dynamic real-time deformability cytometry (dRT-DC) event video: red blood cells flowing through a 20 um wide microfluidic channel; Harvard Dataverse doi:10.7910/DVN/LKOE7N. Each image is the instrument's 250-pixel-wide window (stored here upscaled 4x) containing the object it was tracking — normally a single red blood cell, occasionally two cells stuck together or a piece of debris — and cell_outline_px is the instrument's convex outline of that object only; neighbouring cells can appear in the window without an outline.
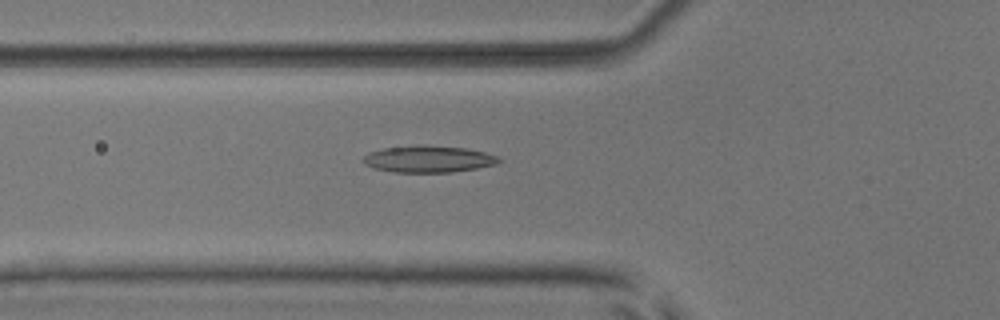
{"species": "common noctule bat (a hibernating species)", "species_latin": "Nyctalus noctula", "temperature_condition": "room temperature", "stored_images_in_passage": 52, "camera_frame_rate_fps": 3000, "um_per_image_px": 0.085, "animal": {"sex": "male", "body_mass_g": 17.9, "forearm_length_mm": 54.2}, "frame": {"image": 1, "passage_image": 19, "time_ms": 6.0, "image_size_px": [1000, 320], "cell_outline_px": [[504, 160], [496, 164], [476, 168], [452, 172], [392, 172], [376, 168], [364, 164], [360, 160], [368, 152], [384, 148], [424, 144], [464, 148], [484, 152], [496, 156]], "centroid_in_image_um": [36.39, 13.51], "position_along_channel_um": 89.4, "area_um2": 21.21}}
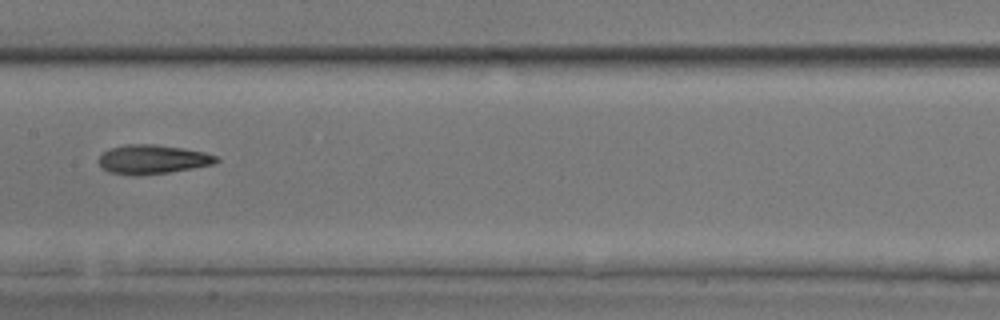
{"frame": {"image": 2, "passage_image": 27, "time_ms": 8.667, "image_size_px": [1000, 320], "cell_outline_px": [[220, 160], [216, 164], [168, 172], [140, 176], [132, 176], [108, 172], [100, 168], [100, 156], [108, 148], [124, 144], [156, 144], [204, 152], [216, 156]], "centroid_in_image_um": [12.94, 13.55], "position_along_channel_um": 194.5, "area_um2": 20.11}}
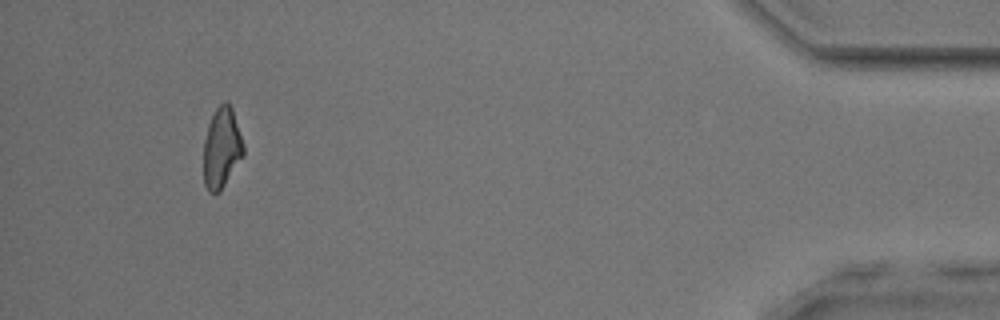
{"frame": {"image": 3, "passage_image": 49, "time_ms": 16.0, "image_size_px": [1000, 320], "cell_outline_px": [[244, 152], [220, 192], [208, 192], [204, 184], [204, 140], [208, 124], [216, 108], [224, 100], [228, 100], [232, 108], [244, 144]], "centroid_in_image_um": [18.83, 12.54], "position_along_channel_um": 416.4, "area_um2": 18.55}, "authors_computed_cell_mechanics": {"area_um2": 19.7676, "velocity_mm_per_s": 3.9358, "shape_relaxation_time_tau1_ms": 6.5514, "shape_relaxation_time_tau2_ms": 3.1725, "deformation_change_tau1": 0.1834, "deformation_change_tau2": 0.1281}}